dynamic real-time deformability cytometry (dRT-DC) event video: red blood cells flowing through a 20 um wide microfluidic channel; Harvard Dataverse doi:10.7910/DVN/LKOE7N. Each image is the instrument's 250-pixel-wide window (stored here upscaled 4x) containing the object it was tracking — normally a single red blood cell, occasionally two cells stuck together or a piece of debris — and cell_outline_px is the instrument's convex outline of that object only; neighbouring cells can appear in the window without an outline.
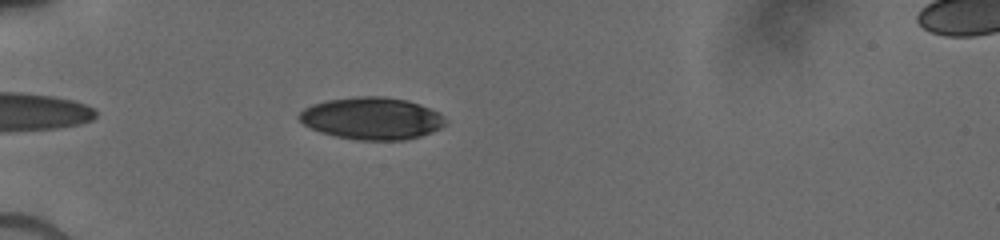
{"species": "human", "species_latin": "Homo sapiens", "temperature_condition": "cold", "stored_images_in_passage": 14, "camera_frame_rate_fps": 3000, "um_per_image_px": 0.085, "donor": {"sex": "male"}, "frame": {"image": 1, "passage_image": 12, "time_ms": 5.667, "image_size_px": [1000, 240], "cell_outline_px": [[444, 124], [440, 128], [420, 136], [404, 140], [360, 140], [336, 136], [320, 132], [304, 124], [296, 116], [304, 108], [312, 104], [328, 100], [356, 96], [384, 96], [408, 100], [420, 104], [440, 112], [444, 120]], "centroid_in_image_um": [31.59, 10.05], "position_along_channel_um": 53.4, "area_um2": 35.89}}
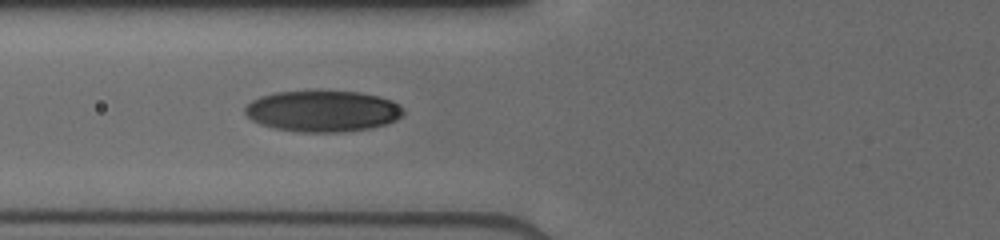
{"frame": {"image": 2, "passage_image": 14, "time_ms": 7.333, "image_size_px": [1000, 240], "cell_outline_px": [[404, 112], [396, 120], [388, 124], [372, 128], [340, 132], [296, 132], [276, 128], [260, 124], [252, 120], [244, 112], [244, 108], [252, 100], [260, 96], [276, 92], [360, 92], [380, 96], [392, 100], [404, 108]], "centroid_in_image_um": [27.45, 9.46], "position_along_channel_um": 98.3, "area_um2": 37.97}}